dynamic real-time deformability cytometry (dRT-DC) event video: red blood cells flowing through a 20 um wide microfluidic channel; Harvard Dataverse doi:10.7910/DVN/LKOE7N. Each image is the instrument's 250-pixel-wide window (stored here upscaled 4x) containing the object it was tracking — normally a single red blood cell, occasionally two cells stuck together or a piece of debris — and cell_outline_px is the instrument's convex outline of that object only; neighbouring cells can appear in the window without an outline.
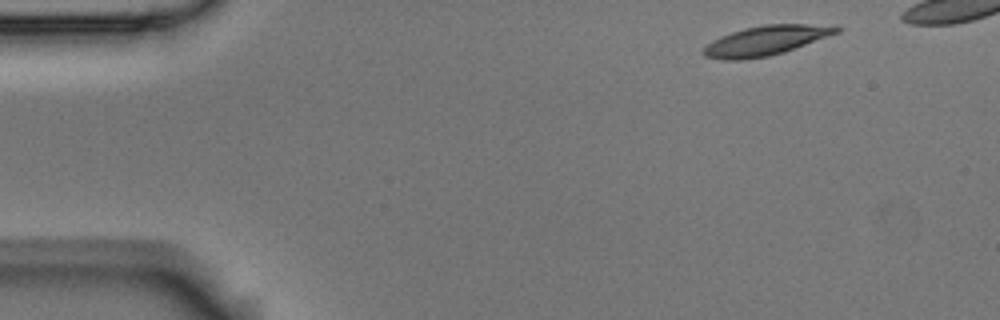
{"species": "Egyptian fruit bat (a non-hibernating species)", "species_latin": "Rousettus aegyptiacus", "temperature_condition": "room temperature", "stored_images_in_passage": 8, "camera_frame_rate_fps": 3000, "um_per_image_px": 0.085, "animal": {"sex": "male"}, "frame": {"image": 1, "passage_image": 1, "time_ms": 0.0, "image_size_px": [1000, 320], "cell_outline_px": [[840, 32], [784, 52], [768, 56], [740, 60], [724, 60], [704, 56], [700, 52], [708, 44], [720, 36], [744, 28], [764, 24], [836, 24], [840, 28]], "centroid_in_image_um": [65.13, 3.43], "position_along_channel_um": 19.9, "area_um2": 23.06}}
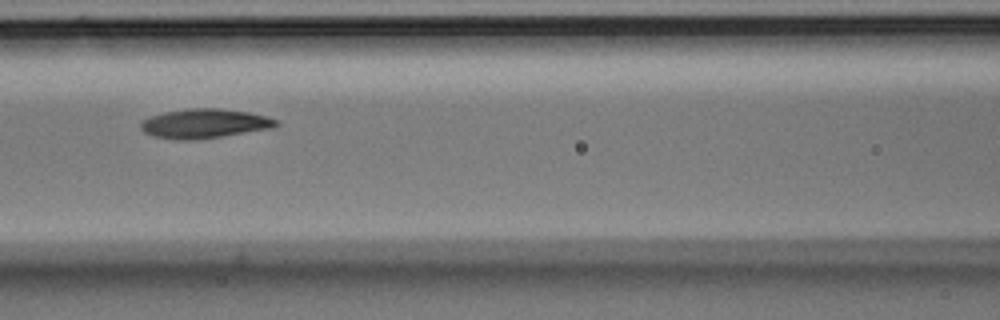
{"frame": {"image": 2, "passage_image": 6, "time_ms": 1.667, "image_size_px": [1000, 320], "cell_outline_px": [[280, 124], [272, 128], [224, 136], [192, 140], [176, 140], [152, 136], [144, 132], [140, 128], [140, 120], [164, 112], [188, 108], [220, 108], [248, 112], [280, 120]], "centroid_in_image_um": [17.37, 10.5], "position_along_channel_um": 149.2, "area_um2": 23.35}}
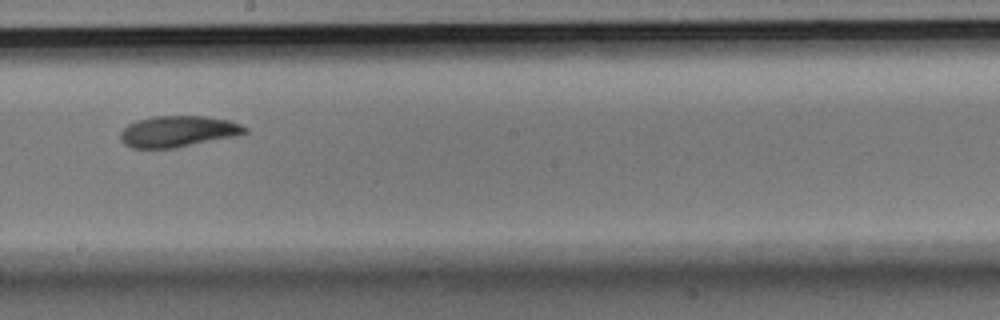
{"frame": {"image": 3, "passage_image": 8, "time_ms": 2.333, "image_size_px": [1000, 320], "cell_outline_px": [[248, 132], [236, 136], [176, 148], [132, 148], [124, 144], [120, 140], [120, 132], [128, 124], [136, 120], [152, 116], [204, 116], [228, 120], [240, 124], [248, 128]], "centroid_in_image_um": [15.12, 11.17], "position_along_channel_um": 233.1, "area_um2": 22.77}}